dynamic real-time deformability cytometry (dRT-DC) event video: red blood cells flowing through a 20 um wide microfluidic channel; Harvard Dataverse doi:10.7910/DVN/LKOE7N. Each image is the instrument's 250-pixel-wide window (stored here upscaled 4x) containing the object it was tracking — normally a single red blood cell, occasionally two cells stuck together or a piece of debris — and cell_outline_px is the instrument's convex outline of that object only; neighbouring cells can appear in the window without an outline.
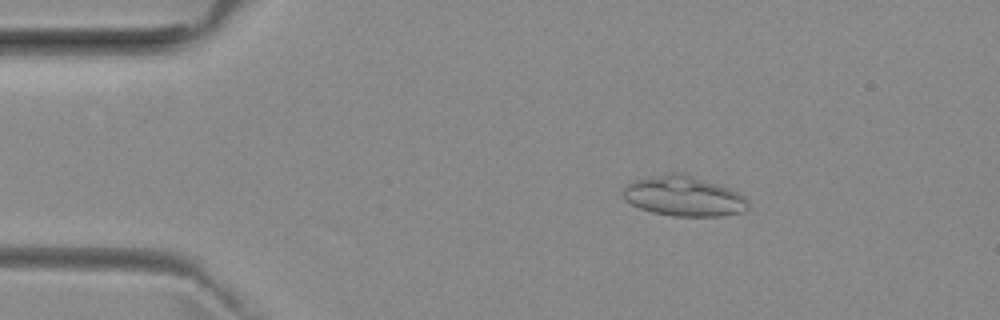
{"species": "common noctule bat (a hibernating species)", "species_latin": "Nyctalus noctula", "temperature_condition": "room temperature", "stored_images_in_passage": 52, "camera_frame_rate_fps": 3000, "um_per_image_px": 0.085, "animal": {"sex": "female", "body_mass_g": 29.2, "forearm_length_mm": 56.3}, "frame": {"image": 1, "passage_image": 9, "time_ms": 2.667, "image_size_px": [1000, 320], "cell_outline_px": [[748, 208], [744, 212], [724, 216], [672, 216], [652, 212], [640, 208], [632, 204], [620, 192], [628, 184], [636, 180], [672, 172], [680, 172], [728, 188], [744, 196], [748, 200]], "centroid_in_image_um": [58.14, 16.69], "position_along_channel_um": 26.9, "area_um2": 28.9}}
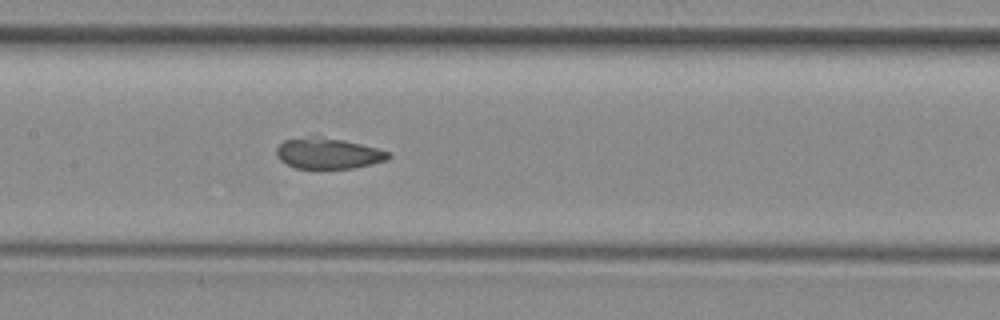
{"frame": {"image": 2, "passage_image": 25, "time_ms": 8.0, "image_size_px": [1000, 320], "cell_outline_px": [[392, 156], [388, 160], [352, 168], [296, 168], [280, 160], [276, 156], [276, 148], [284, 140], [312, 136], [340, 140], [360, 144], [376, 148], [388, 152]], "centroid_in_image_um": [27.87, 13.05], "position_along_channel_um": 179.5, "area_um2": 19.71}}
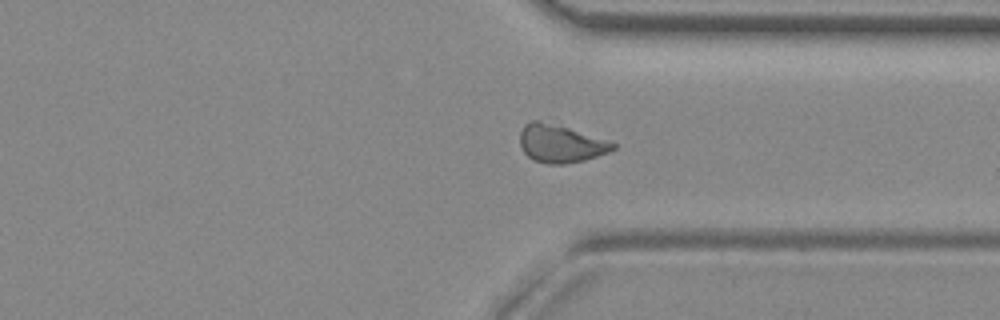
{"frame": {"image": 3, "passage_image": 39, "time_ms": 12.667, "image_size_px": [1000, 320], "cell_outline_px": [[616, 148], [608, 152], [584, 160], [564, 164], [548, 164], [532, 160], [524, 152], [520, 144], [520, 132], [524, 124], [532, 120], [536, 120], [568, 128], [616, 144]], "centroid_in_image_um": [47.59, 12.22], "position_along_channel_um": 363.8, "area_um2": 20.06}, "authors_computed_cell_mechanics": {"area_um2": 21.7328, "velocity_mm_per_s": 3.9596, "shape_relaxation_time_tau1_ms": 5.8535, "shape_relaxation_time_tau2_ms": 1.2388, "deformation_change_tau1": 0.1315, "deformation_change_tau2": 0.0722}}